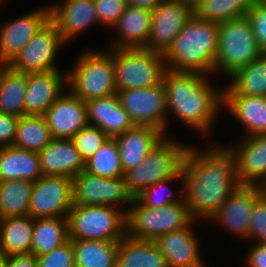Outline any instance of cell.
I'll list each match as a JSON object with an SVG mask.
<instances>
[{"mask_svg":"<svg viewBox=\"0 0 266 267\" xmlns=\"http://www.w3.org/2000/svg\"><path fill=\"white\" fill-rule=\"evenodd\" d=\"M180 184L193 218L207 221L240 185L233 151L228 145H211L201 151L191 145L184 157Z\"/></svg>","mask_w":266,"mask_h":267,"instance_id":"6da1fadb","label":"cell"},{"mask_svg":"<svg viewBox=\"0 0 266 267\" xmlns=\"http://www.w3.org/2000/svg\"><path fill=\"white\" fill-rule=\"evenodd\" d=\"M210 80L203 73L169 69L163 77L168 116L173 113L181 123L202 135L212 131L222 111V89Z\"/></svg>","mask_w":266,"mask_h":267,"instance_id":"7a4b0ae2","label":"cell"},{"mask_svg":"<svg viewBox=\"0 0 266 267\" xmlns=\"http://www.w3.org/2000/svg\"><path fill=\"white\" fill-rule=\"evenodd\" d=\"M218 32L219 23L200 20L193 15L163 53L167 69L214 75Z\"/></svg>","mask_w":266,"mask_h":267,"instance_id":"3957f363","label":"cell"},{"mask_svg":"<svg viewBox=\"0 0 266 267\" xmlns=\"http://www.w3.org/2000/svg\"><path fill=\"white\" fill-rule=\"evenodd\" d=\"M96 49V50H95ZM68 68V89L84 102L117 94L113 49L87 48Z\"/></svg>","mask_w":266,"mask_h":267,"instance_id":"277c9868","label":"cell"},{"mask_svg":"<svg viewBox=\"0 0 266 267\" xmlns=\"http://www.w3.org/2000/svg\"><path fill=\"white\" fill-rule=\"evenodd\" d=\"M191 145L165 136L137 167L124 172L128 190L137 197L143 190L159 181L176 177L183 167L184 157Z\"/></svg>","mask_w":266,"mask_h":267,"instance_id":"5b68a950","label":"cell"},{"mask_svg":"<svg viewBox=\"0 0 266 267\" xmlns=\"http://www.w3.org/2000/svg\"><path fill=\"white\" fill-rule=\"evenodd\" d=\"M262 54L246 16L219 23L214 73L230 77Z\"/></svg>","mask_w":266,"mask_h":267,"instance_id":"8992f818","label":"cell"},{"mask_svg":"<svg viewBox=\"0 0 266 267\" xmlns=\"http://www.w3.org/2000/svg\"><path fill=\"white\" fill-rule=\"evenodd\" d=\"M110 205H73L69 239L120 241L126 236V211Z\"/></svg>","mask_w":266,"mask_h":267,"instance_id":"52a82bcc","label":"cell"},{"mask_svg":"<svg viewBox=\"0 0 266 267\" xmlns=\"http://www.w3.org/2000/svg\"><path fill=\"white\" fill-rule=\"evenodd\" d=\"M193 220L184 199L165 207L150 208L135 198L126 212V235L154 241L163 234L188 226Z\"/></svg>","mask_w":266,"mask_h":267,"instance_id":"ba28073f","label":"cell"},{"mask_svg":"<svg viewBox=\"0 0 266 267\" xmlns=\"http://www.w3.org/2000/svg\"><path fill=\"white\" fill-rule=\"evenodd\" d=\"M117 91L161 84L167 70L162 53L145 48L113 49Z\"/></svg>","mask_w":266,"mask_h":267,"instance_id":"9c48e42d","label":"cell"},{"mask_svg":"<svg viewBox=\"0 0 266 267\" xmlns=\"http://www.w3.org/2000/svg\"><path fill=\"white\" fill-rule=\"evenodd\" d=\"M117 95L134 125L151 126L169 136L166 128L170 117L163 82L149 88L117 91Z\"/></svg>","mask_w":266,"mask_h":267,"instance_id":"30bf717a","label":"cell"},{"mask_svg":"<svg viewBox=\"0 0 266 267\" xmlns=\"http://www.w3.org/2000/svg\"><path fill=\"white\" fill-rule=\"evenodd\" d=\"M63 45L67 44L56 25L49 19L7 65L20 73L60 70L55 60L58 50Z\"/></svg>","mask_w":266,"mask_h":267,"instance_id":"8fae6325","label":"cell"},{"mask_svg":"<svg viewBox=\"0 0 266 267\" xmlns=\"http://www.w3.org/2000/svg\"><path fill=\"white\" fill-rule=\"evenodd\" d=\"M72 195L73 205H110L117 208L125 205L123 210L126 212L135 199L124 177L103 178L85 170L73 178Z\"/></svg>","mask_w":266,"mask_h":267,"instance_id":"7c38bea8","label":"cell"},{"mask_svg":"<svg viewBox=\"0 0 266 267\" xmlns=\"http://www.w3.org/2000/svg\"><path fill=\"white\" fill-rule=\"evenodd\" d=\"M73 179L41 176L33 184L28 215L32 218L68 216L73 206Z\"/></svg>","mask_w":266,"mask_h":267,"instance_id":"4fadbf2b","label":"cell"},{"mask_svg":"<svg viewBox=\"0 0 266 267\" xmlns=\"http://www.w3.org/2000/svg\"><path fill=\"white\" fill-rule=\"evenodd\" d=\"M50 19V8L41 7L0 24V64L7 65Z\"/></svg>","mask_w":266,"mask_h":267,"instance_id":"5bb4252c","label":"cell"},{"mask_svg":"<svg viewBox=\"0 0 266 267\" xmlns=\"http://www.w3.org/2000/svg\"><path fill=\"white\" fill-rule=\"evenodd\" d=\"M151 15L150 35L145 49L163 54L194 11L179 2L163 0L151 11Z\"/></svg>","mask_w":266,"mask_h":267,"instance_id":"9a60e30c","label":"cell"},{"mask_svg":"<svg viewBox=\"0 0 266 267\" xmlns=\"http://www.w3.org/2000/svg\"><path fill=\"white\" fill-rule=\"evenodd\" d=\"M260 196L258 185H239L207 222L214 221L231 234L247 239L252 208Z\"/></svg>","mask_w":266,"mask_h":267,"instance_id":"2e32d148","label":"cell"},{"mask_svg":"<svg viewBox=\"0 0 266 267\" xmlns=\"http://www.w3.org/2000/svg\"><path fill=\"white\" fill-rule=\"evenodd\" d=\"M27 73L24 116H43L68 88V72ZM66 87V88H64Z\"/></svg>","mask_w":266,"mask_h":267,"instance_id":"e0dca14e","label":"cell"},{"mask_svg":"<svg viewBox=\"0 0 266 267\" xmlns=\"http://www.w3.org/2000/svg\"><path fill=\"white\" fill-rule=\"evenodd\" d=\"M68 90L43 115L52 139H72L89 124L86 103Z\"/></svg>","mask_w":266,"mask_h":267,"instance_id":"ac0fdd59","label":"cell"},{"mask_svg":"<svg viewBox=\"0 0 266 267\" xmlns=\"http://www.w3.org/2000/svg\"><path fill=\"white\" fill-rule=\"evenodd\" d=\"M197 221L194 219L188 226L154 240L168 267H207L201 255L199 237L192 229Z\"/></svg>","mask_w":266,"mask_h":267,"instance_id":"d6986e66","label":"cell"},{"mask_svg":"<svg viewBox=\"0 0 266 267\" xmlns=\"http://www.w3.org/2000/svg\"><path fill=\"white\" fill-rule=\"evenodd\" d=\"M61 3L50 4V20L66 44L94 24L99 25L94 0H65Z\"/></svg>","mask_w":266,"mask_h":267,"instance_id":"ffe728a7","label":"cell"},{"mask_svg":"<svg viewBox=\"0 0 266 267\" xmlns=\"http://www.w3.org/2000/svg\"><path fill=\"white\" fill-rule=\"evenodd\" d=\"M239 144L228 145L234 153L240 185H260L266 181V134L242 136Z\"/></svg>","mask_w":266,"mask_h":267,"instance_id":"44dd1931","label":"cell"},{"mask_svg":"<svg viewBox=\"0 0 266 267\" xmlns=\"http://www.w3.org/2000/svg\"><path fill=\"white\" fill-rule=\"evenodd\" d=\"M38 155L43 176L73 179L85 169V161L72 139H52Z\"/></svg>","mask_w":266,"mask_h":267,"instance_id":"7402d4cb","label":"cell"},{"mask_svg":"<svg viewBox=\"0 0 266 267\" xmlns=\"http://www.w3.org/2000/svg\"><path fill=\"white\" fill-rule=\"evenodd\" d=\"M152 23L151 11L127 6L125 12L112 27L117 31L107 49L146 48ZM118 37V38H117Z\"/></svg>","mask_w":266,"mask_h":267,"instance_id":"603a6c76","label":"cell"},{"mask_svg":"<svg viewBox=\"0 0 266 267\" xmlns=\"http://www.w3.org/2000/svg\"><path fill=\"white\" fill-rule=\"evenodd\" d=\"M165 135L151 126H137L115 136L123 171L139 166Z\"/></svg>","mask_w":266,"mask_h":267,"instance_id":"cb8c5ba5","label":"cell"},{"mask_svg":"<svg viewBox=\"0 0 266 267\" xmlns=\"http://www.w3.org/2000/svg\"><path fill=\"white\" fill-rule=\"evenodd\" d=\"M85 103L88 123L100 128L110 138H114L135 126L129 114L122 107L117 94Z\"/></svg>","mask_w":266,"mask_h":267,"instance_id":"d4e9b609","label":"cell"},{"mask_svg":"<svg viewBox=\"0 0 266 267\" xmlns=\"http://www.w3.org/2000/svg\"><path fill=\"white\" fill-rule=\"evenodd\" d=\"M224 108L244 126V137L266 134V97L222 96Z\"/></svg>","mask_w":266,"mask_h":267,"instance_id":"484cf974","label":"cell"},{"mask_svg":"<svg viewBox=\"0 0 266 267\" xmlns=\"http://www.w3.org/2000/svg\"><path fill=\"white\" fill-rule=\"evenodd\" d=\"M222 88V96L266 97V53L238 69Z\"/></svg>","mask_w":266,"mask_h":267,"instance_id":"4316f807","label":"cell"},{"mask_svg":"<svg viewBox=\"0 0 266 267\" xmlns=\"http://www.w3.org/2000/svg\"><path fill=\"white\" fill-rule=\"evenodd\" d=\"M41 176L38 153L13 146L0 148V181L21 179L35 182Z\"/></svg>","mask_w":266,"mask_h":267,"instance_id":"83f0119b","label":"cell"},{"mask_svg":"<svg viewBox=\"0 0 266 267\" xmlns=\"http://www.w3.org/2000/svg\"><path fill=\"white\" fill-rule=\"evenodd\" d=\"M116 267H168L153 240L125 236L119 241Z\"/></svg>","mask_w":266,"mask_h":267,"instance_id":"f1b7e54d","label":"cell"},{"mask_svg":"<svg viewBox=\"0 0 266 267\" xmlns=\"http://www.w3.org/2000/svg\"><path fill=\"white\" fill-rule=\"evenodd\" d=\"M34 218L29 215L0 219V253H31Z\"/></svg>","mask_w":266,"mask_h":267,"instance_id":"f546056e","label":"cell"},{"mask_svg":"<svg viewBox=\"0 0 266 267\" xmlns=\"http://www.w3.org/2000/svg\"><path fill=\"white\" fill-rule=\"evenodd\" d=\"M68 239V216L34 218L31 254L38 257L49 253Z\"/></svg>","mask_w":266,"mask_h":267,"instance_id":"4dcf8cb0","label":"cell"},{"mask_svg":"<svg viewBox=\"0 0 266 267\" xmlns=\"http://www.w3.org/2000/svg\"><path fill=\"white\" fill-rule=\"evenodd\" d=\"M27 73L12 70L0 64V113L24 116Z\"/></svg>","mask_w":266,"mask_h":267,"instance_id":"1f68e13d","label":"cell"},{"mask_svg":"<svg viewBox=\"0 0 266 267\" xmlns=\"http://www.w3.org/2000/svg\"><path fill=\"white\" fill-rule=\"evenodd\" d=\"M75 267H116L119 241L71 239Z\"/></svg>","mask_w":266,"mask_h":267,"instance_id":"d6a6232c","label":"cell"},{"mask_svg":"<svg viewBox=\"0 0 266 267\" xmlns=\"http://www.w3.org/2000/svg\"><path fill=\"white\" fill-rule=\"evenodd\" d=\"M33 184L21 179L0 181V219L28 215Z\"/></svg>","mask_w":266,"mask_h":267,"instance_id":"836d02e7","label":"cell"},{"mask_svg":"<svg viewBox=\"0 0 266 267\" xmlns=\"http://www.w3.org/2000/svg\"><path fill=\"white\" fill-rule=\"evenodd\" d=\"M52 140L44 116L26 115L20 117L13 147L39 153Z\"/></svg>","mask_w":266,"mask_h":267,"instance_id":"e575fe53","label":"cell"},{"mask_svg":"<svg viewBox=\"0 0 266 267\" xmlns=\"http://www.w3.org/2000/svg\"><path fill=\"white\" fill-rule=\"evenodd\" d=\"M255 0H202L194 15L204 21L223 23L247 15Z\"/></svg>","mask_w":266,"mask_h":267,"instance_id":"d590c367","label":"cell"},{"mask_svg":"<svg viewBox=\"0 0 266 267\" xmlns=\"http://www.w3.org/2000/svg\"><path fill=\"white\" fill-rule=\"evenodd\" d=\"M86 172L103 178L123 177L124 171L115 138H108L97 152L85 161Z\"/></svg>","mask_w":266,"mask_h":267,"instance_id":"8d00e7d4","label":"cell"},{"mask_svg":"<svg viewBox=\"0 0 266 267\" xmlns=\"http://www.w3.org/2000/svg\"><path fill=\"white\" fill-rule=\"evenodd\" d=\"M182 181V171L176 176L168 180L159 181L152 186H149L143 190L137 197H135L142 205L150 208H161L168 206L170 204H176L180 202L183 197V191H179L178 194L180 197H176L175 191L169 189L168 186L172 182L177 183L176 181ZM174 193V194H173Z\"/></svg>","mask_w":266,"mask_h":267,"instance_id":"74e56055","label":"cell"},{"mask_svg":"<svg viewBox=\"0 0 266 267\" xmlns=\"http://www.w3.org/2000/svg\"><path fill=\"white\" fill-rule=\"evenodd\" d=\"M109 138L100 128L86 125L73 138L74 144L84 161L93 156Z\"/></svg>","mask_w":266,"mask_h":267,"instance_id":"f35d334b","label":"cell"},{"mask_svg":"<svg viewBox=\"0 0 266 267\" xmlns=\"http://www.w3.org/2000/svg\"><path fill=\"white\" fill-rule=\"evenodd\" d=\"M38 267H75L71 239L49 253L37 257Z\"/></svg>","mask_w":266,"mask_h":267,"instance_id":"ab89813d","label":"cell"},{"mask_svg":"<svg viewBox=\"0 0 266 267\" xmlns=\"http://www.w3.org/2000/svg\"><path fill=\"white\" fill-rule=\"evenodd\" d=\"M94 3L99 25L107 29H112L128 6L127 0H94Z\"/></svg>","mask_w":266,"mask_h":267,"instance_id":"60d3db41","label":"cell"},{"mask_svg":"<svg viewBox=\"0 0 266 267\" xmlns=\"http://www.w3.org/2000/svg\"><path fill=\"white\" fill-rule=\"evenodd\" d=\"M246 17L261 51L266 53V3L262 0H255Z\"/></svg>","mask_w":266,"mask_h":267,"instance_id":"b9f144b4","label":"cell"},{"mask_svg":"<svg viewBox=\"0 0 266 267\" xmlns=\"http://www.w3.org/2000/svg\"><path fill=\"white\" fill-rule=\"evenodd\" d=\"M249 239L254 243H266V200L262 195L254 202L252 208Z\"/></svg>","mask_w":266,"mask_h":267,"instance_id":"7bdbcfd3","label":"cell"},{"mask_svg":"<svg viewBox=\"0 0 266 267\" xmlns=\"http://www.w3.org/2000/svg\"><path fill=\"white\" fill-rule=\"evenodd\" d=\"M20 117L0 113V148L12 146Z\"/></svg>","mask_w":266,"mask_h":267,"instance_id":"ee69618b","label":"cell"},{"mask_svg":"<svg viewBox=\"0 0 266 267\" xmlns=\"http://www.w3.org/2000/svg\"><path fill=\"white\" fill-rule=\"evenodd\" d=\"M245 256L246 267H266V243H253Z\"/></svg>","mask_w":266,"mask_h":267,"instance_id":"f6af8a7d","label":"cell"},{"mask_svg":"<svg viewBox=\"0 0 266 267\" xmlns=\"http://www.w3.org/2000/svg\"><path fill=\"white\" fill-rule=\"evenodd\" d=\"M7 267H38L37 257L31 253L7 256Z\"/></svg>","mask_w":266,"mask_h":267,"instance_id":"bcb514c9","label":"cell"},{"mask_svg":"<svg viewBox=\"0 0 266 267\" xmlns=\"http://www.w3.org/2000/svg\"><path fill=\"white\" fill-rule=\"evenodd\" d=\"M163 0H127V5L152 11Z\"/></svg>","mask_w":266,"mask_h":267,"instance_id":"7dc6e473","label":"cell"},{"mask_svg":"<svg viewBox=\"0 0 266 267\" xmlns=\"http://www.w3.org/2000/svg\"><path fill=\"white\" fill-rule=\"evenodd\" d=\"M181 4L189 6L193 11L198 7L202 0H173Z\"/></svg>","mask_w":266,"mask_h":267,"instance_id":"c3c4849f","label":"cell"},{"mask_svg":"<svg viewBox=\"0 0 266 267\" xmlns=\"http://www.w3.org/2000/svg\"><path fill=\"white\" fill-rule=\"evenodd\" d=\"M0 267H7V256L0 253Z\"/></svg>","mask_w":266,"mask_h":267,"instance_id":"681fc988","label":"cell"},{"mask_svg":"<svg viewBox=\"0 0 266 267\" xmlns=\"http://www.w3.org/2000/svg\"><path fill=\"white\" fill-rule=\"evenodd\" d=\"M262 197L266 200V181L259 185Z\"/></svg>","mask_w":266,"mask_h":267,"instance_id":"f907efd6","label":"cell"}]
</instances>
